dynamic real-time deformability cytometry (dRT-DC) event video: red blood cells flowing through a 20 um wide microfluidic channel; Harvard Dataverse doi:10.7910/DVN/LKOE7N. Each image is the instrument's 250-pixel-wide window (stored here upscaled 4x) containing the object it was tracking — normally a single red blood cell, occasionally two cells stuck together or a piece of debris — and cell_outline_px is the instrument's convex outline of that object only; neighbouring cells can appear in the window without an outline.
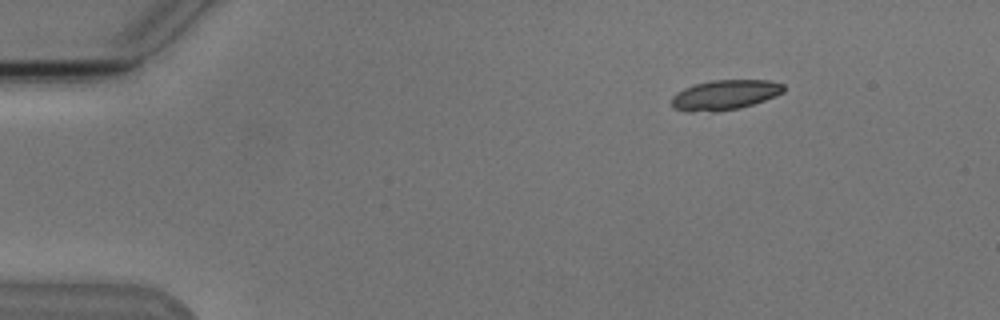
{"species": "Egyptian fruit bat (a non-hibernating species)", "species_latin": "Rousettus aegyptiacus", "temperature_condition": "cold", "stored_images_in_passage": 6, "camera_frame_rate_fps": 3000, "um_per_image_px": 0.085, "animal": {"sex": "male"}, "frame": {"image": 1, "passage_image": 2, "time_ms": 1.0, "image_size_px": [1000, 320], "cell_outline_px": [[784, 92], [776, 96], [740, 108], [716, 112], [688, 112], [672, 108], [668, 100], [676, 92], [684, 88], [696, 84], [712, 80], [772, 80], [784, 84]], "centroid_in_image_um": [61.56, 8.08], "position_along_channel_um": 23.4, "area_um2": 19.94}}